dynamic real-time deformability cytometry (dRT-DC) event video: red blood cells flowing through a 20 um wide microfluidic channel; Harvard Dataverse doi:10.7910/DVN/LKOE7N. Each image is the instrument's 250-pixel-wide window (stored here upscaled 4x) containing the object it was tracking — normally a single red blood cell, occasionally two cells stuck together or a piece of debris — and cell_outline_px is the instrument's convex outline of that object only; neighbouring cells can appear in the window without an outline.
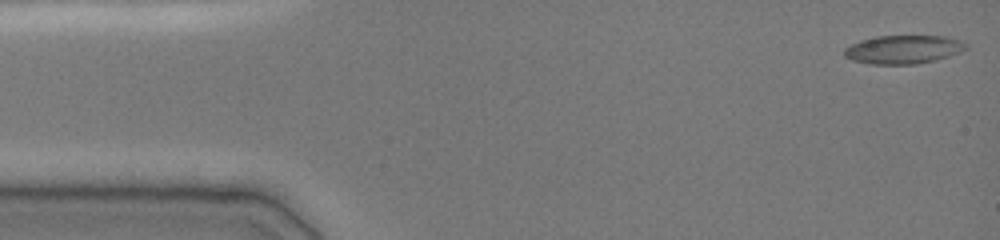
{"species": "common noctule bat (a hibernating species)", "species_latin": "Nyctalus noctula", "temperature_condition": "cold", "stored_images_in_passage": 27, "camera_frame_rate_fps": 3000, "um_per_image_px": 0.085, "animal": {"sex": "female", "body_mass_g": 19.0, "forearm_length_mm": 51.5}, "frame": {"image": 1, "passage_image": 1, "time_ms": 0.0, "image_size_px": [1000, 240], "cell_outline_px": [[968, 48], [960, 52], [936, 60], [916, 64], [872, 64], [852, 60], [844, 56], [844, 48], [860, 40], [876, 36], [948, 36], [960, 40], [968, 44]], "centroid_in_image_um": [76.8, 4.2], "position_along_channel_um": 8.2, "area_um2": 20.29}}
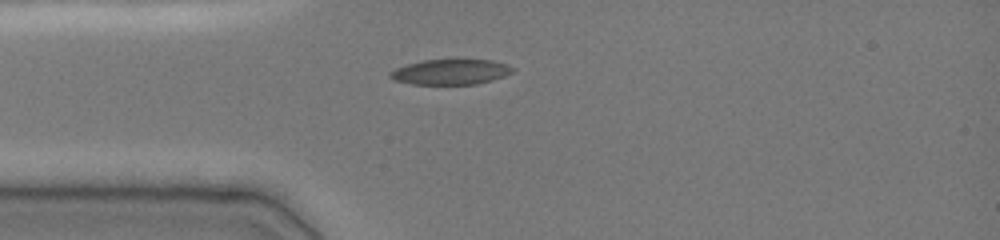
{"frame": {"image": 2, "passage_image": 22, "time_ms": 3.667, "image_size_px": [1000, 240], "cell_outline_px": [[516, 68], [512, 72], [504, 76], [492, 80], [476, 84], [412, 84], [392, 80], [388, 76], [388, 72], [396, 68], [408, 64], [424, 60], [492, 60], [508, 64]], "centroid_in_image_um": [38.3, 6.11], "position_along_channel_um": 46.7, "area_um2": 18.09}}